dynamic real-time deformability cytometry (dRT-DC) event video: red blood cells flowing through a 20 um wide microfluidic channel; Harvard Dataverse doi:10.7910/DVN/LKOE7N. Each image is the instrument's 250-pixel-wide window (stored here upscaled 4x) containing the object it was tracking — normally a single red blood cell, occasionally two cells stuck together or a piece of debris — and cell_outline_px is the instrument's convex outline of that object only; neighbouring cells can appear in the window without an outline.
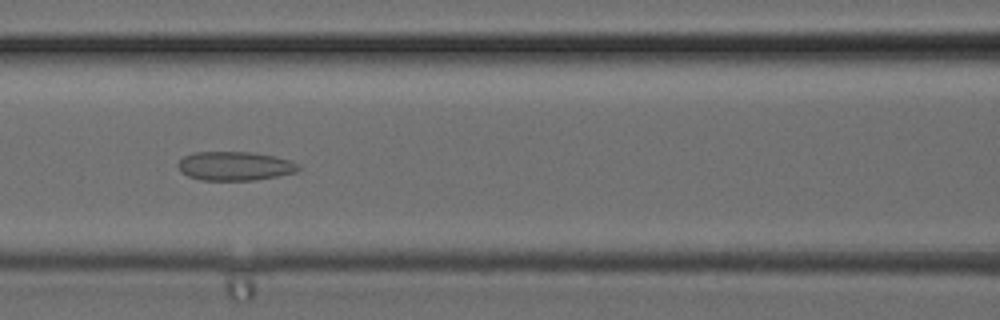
{"species": "common noctule bat (a hibernating species)", "species_latin": "Nyctalus noctula", "temperature_condition": "cold", "stored_images_in_passage": 35, "segment_of_instrument_passage": [1, 2], "camera_frame_rate_fps": 3000, "um_per_image_px": 0.085, "animal": {"sex": "female", "body_mass_g": 24.6, "forearm_length_mm": 56.2}, "frame": {"image": 1, "passage_image": 15, "time_ms": 4.667, "image_size_px": [1000, 320], "cell_outline_px": [[300, 168], [296, 172], [276, 176], [252, 180], [200, 180], [188, 176], [180, 172], [176, 164], [184, 156], [192, 152], [252, 152], [272, 156], [288, 160], [300, 164]], "centroid_in_image_um": [19.91, 14.11], "position_along_channel_um": 146.7, "area_um2": 20.29}}
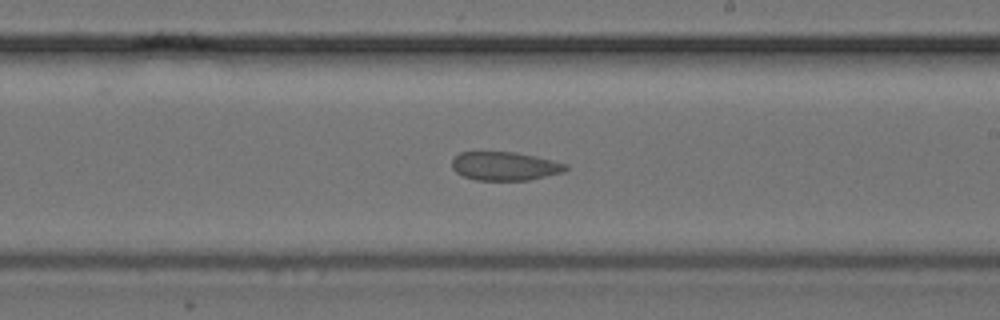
{"frame": {"image": 2, "passage_image": 20, "time_ms": 6.333, "image_size_px": [1000, 320], "cell_outline_px": [[568, 168], [564, 172], [528, 180], [476, 180], [464, 176], [456, 172], [452, 168], [452, 160], [460, 152], [516, 152], [536, 156], [568, 164]], "centroid_in_image_um": [42.93, 14.12], "position_along_channel_um": 246.1, "area_um2": 18.96}}
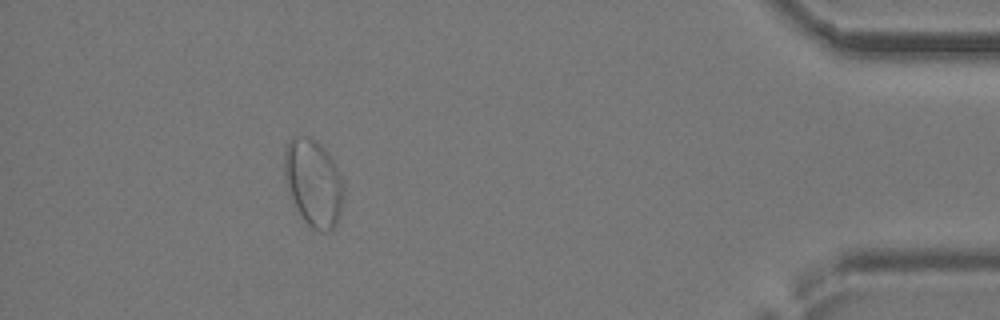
{"frame": {"image": 3, "passage_image": 31, "time_ms": 10.0, "image_size_px": [1000, 320], "cell_outline_px": [[344, 196], [340, 212], [336, 224], [332, 232], [320, 232], [308, 228], [288, 188], [284, 176], [284, 152], [288, 144], [296, 136], [312, 136], [328, 152], [340, 172], [344, 180]], "centroid_in_image_um": [26.69, 15.55], "position_along_channel_um": 408.5, "area_um2": 30.29}}